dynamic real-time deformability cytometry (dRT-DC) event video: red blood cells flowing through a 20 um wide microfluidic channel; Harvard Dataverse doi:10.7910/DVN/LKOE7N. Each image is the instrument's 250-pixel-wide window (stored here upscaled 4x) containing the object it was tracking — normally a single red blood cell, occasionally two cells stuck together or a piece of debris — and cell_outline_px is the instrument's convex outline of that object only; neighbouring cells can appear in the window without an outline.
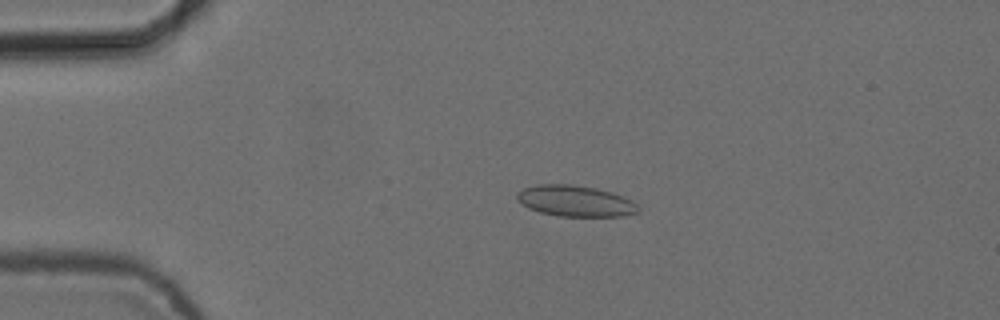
{"species": "common noctule bat (a hibernating species)", "species_latin": "Nyctalus noctula", "temperature_condition": "cold", "stored_images_in_passage": 4, "camera_frame_rate_fps": 3000, "um_per_image_px": 0.085, "animal": {"sex": "female", "body_mass_g": 24.6, "forearm_length_mm": 56.2}, "frame": {"image": 1, "passage_image": 3, "time_ms": 0.667, "image_size_px": [1000, 320], "cell_outline_px": [[640, 212], [624, 216], [560, 216], [540, 212], [528, 208], [516, 200], [516, 192], [524, 188], [536, 184], [572, 184], [596, 188], [612, 192], [624, 196], [632, 200], [640, 208]], "centroid_in_image_um": [48.91, 17.08], "position_along_channel_um": 36.1, "area_um2": 22.2}}